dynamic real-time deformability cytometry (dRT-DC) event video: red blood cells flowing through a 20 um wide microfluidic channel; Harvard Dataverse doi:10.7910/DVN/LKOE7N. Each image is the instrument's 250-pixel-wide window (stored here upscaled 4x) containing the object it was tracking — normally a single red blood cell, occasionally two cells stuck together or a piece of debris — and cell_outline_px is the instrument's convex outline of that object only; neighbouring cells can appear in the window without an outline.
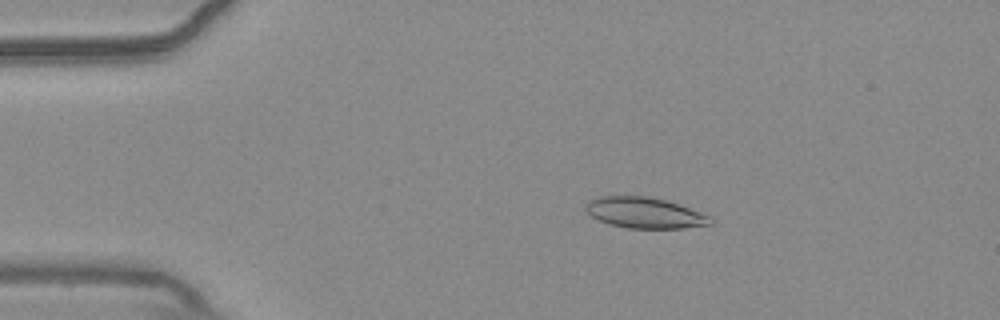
{"species": "common noctule bat (a hibernating species)", "species_latin": "Nyctalus noctula", "temperature_condition": "warm", "stored_images_in_passage": 54, "camera_frame_rate_fps": 3000, "um_per_image_px": 0.085, "animal": {"sex": "male", "body_mass_g": 20.4}, "frame": {"image": 1, "passage_image": 10, "time_ms": 3.0, "image_size_px": [1000, 320], "cell_outline_px": [[712, 224], [684, 228], [628, 228], [608, 224], [592, 216], [584, 208], [584, 204], [600, 196], [648, 196], [664, 200], [712, 216]], "centroid_in_image_um": [54.79, 18.09], "position_along_channel_um": 30.2, "area_um2": 22.2}}
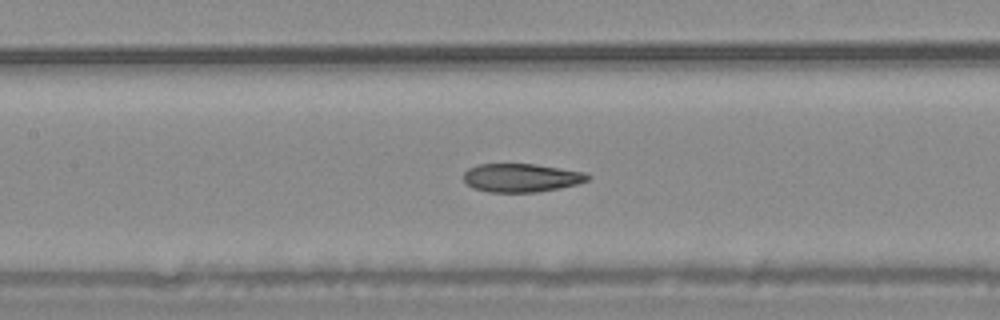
{"frame": {"image": 2, "passage_image": 25, "time_ms": 8.0, "image_size_px": [1000, 320], "cell_outline_px": [[592, 176], [588, 180], [576, 184], [560, 188], [536, 192], [488, 192], [472, 188], [464, 180], [464, 172], [468, 168], [480, 164], [536, 164], [584, 172]], "centroid_in_image_um": [44.31, 15.11], "position_along_channel_um": 163.1, "area_um2": 20.58}}
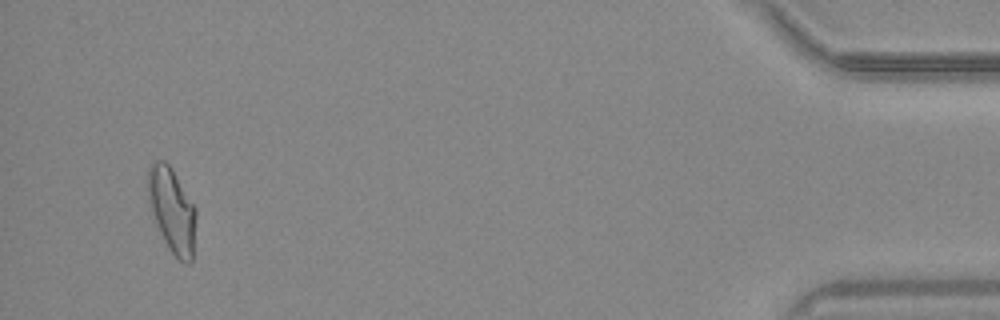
{"frame": {"image": 3, "passage_image": 52, "time_ms": 17.0, "image_size_px": [1000, 320], "cell_outline_px": [[196, 216], [192, 264], [184, 264], [172, 252], [164, 240], [156, 224], [148, 192], [148, 168], [156, 160], [164, 160], [172, 168], [196, 208]], "centroid_in_image_um": [14.65, 17.88], "position_along_channel_um": 420.5, "area_um2": 23.41}, "authors_computed_cell_mechanics": {"area_um2": 22.2241, "velocity_mm_per_s": 3.7178, "shape_relaxation_time_tau1_ms": 10.4926, "shape_relaxation_time_tau2_ms": 2.6405, "deformation_change_tau1": 0.2331, "deformation_change_tau2": 0.1067}}